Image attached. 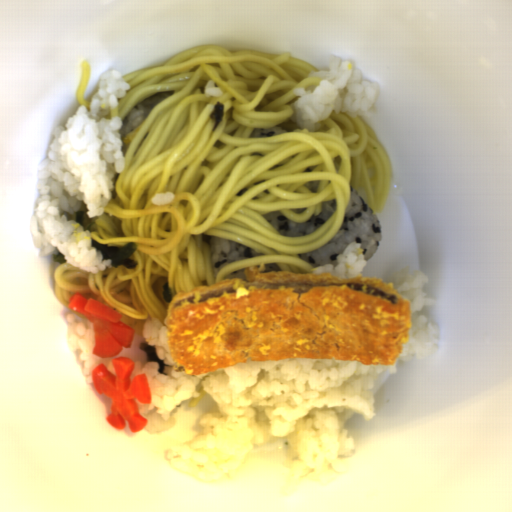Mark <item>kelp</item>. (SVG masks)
<instances>
[{
  "instance_id": "obj_3",
  "label": "kelp",
  "mask_w": 512,
  "mask_h": 512,
  "mask_svg": "<svg viewBox=\"0 0 512 512\" xmlns=\"http://www.w3.org/2000/svg\"><path fill=\"white\" fill-rule=\"evenodd\" d=\"M162 296H163L165 302L167 303V305L169 306V304L173 298V294L171 292L169 283H167V282L162 285Z\"/></svg>"
},
{
  "instance_id": "obj_2",
  "label": "kelp",
  "mask_w": 512,
  "mask_h": 512,
  "mask_svg": "<svg viewBox=\"0 0 512 512\" xmlns=\"http://www.w3.org/2000/svg\"><path fill=\"white\" fill-rule=\"evenodd\" d=\"M140 351L145 352L147 361L156 362L158 365V373L164 374L166 370V362L161 360L154 349V346L149 345L147 342H142L139 344Z\"/></svg>"
},
{
  "instance_id": "obj_4",
  "label": "kelp",
  "mask_w": 512,
  "mask_h": 512,
  "mask_svg": "<svg viewBox=\"0 0 512 512\" xmlns=\"http://www.w3.org/2000/svg\"><path fill=\"white\" fill-rule=\"evenodd\" d=\"M85 212L84 210H78L76 213H75V221L81 225L82 227H84V220H85Z\"/></svg>"
},
{
  "instance_id": "obj_1",
  "label": "kelp",
  "mask_w": 512,
  "mask_h": 512,
  "mask_svg": "<svg viewBox=\"0 0 512 512\" xmlns=\"http://www.w3.org/2000/svg\"><path fill=\"white\" fill-rule=\"evenodd\" d=\"M91 244L101 252L104 260L111 261L112 267L124 266L130 270L137 266V262L131 259V255L137 247L136 242H128L124 246H108L100 243L97 239H92Z\"/></svg>"
}]
</instances>
